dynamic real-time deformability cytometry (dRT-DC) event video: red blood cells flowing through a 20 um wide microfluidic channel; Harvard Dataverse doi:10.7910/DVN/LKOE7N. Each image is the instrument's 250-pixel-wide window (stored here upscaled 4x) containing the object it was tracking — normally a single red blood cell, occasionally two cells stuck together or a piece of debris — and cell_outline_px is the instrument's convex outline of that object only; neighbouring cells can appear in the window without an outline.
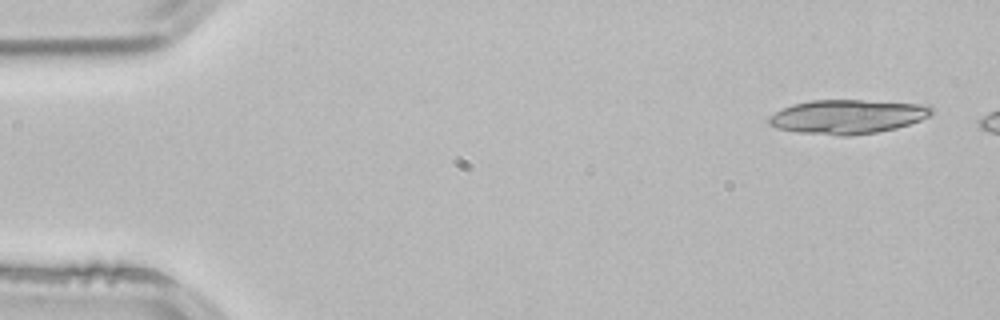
{"species": "common noctule bat (a hibernating species)", "species_latin": "Nyctalus noctula", "temperature_condition": "room temperature", "stored_images_in_passage": 4, "camera_frame_rate_fps": 3000, "um_per_image_px": 0.085, "animal": {"sex": "male", "body_mass_g": 21.5, "forearm_length_mm": 52.0}, "frame": {"image": 1, "passage_image": 4, "time_ms": 1.0, "image_size_px": [1000, 320], "cell_outline_px": [[936, 112], [920, 120], [896, 128], [876, 132], [848, 136], [840, 136], [796, 132], [776, 128], [768, 124], [768, 116], [792, 104], [812, 100], [860, 100], [928, 104]], "centroid_in_image_um": [72.04, 9.91], "position_along_channel_um": 13.0, "area_um2": 32.48}}